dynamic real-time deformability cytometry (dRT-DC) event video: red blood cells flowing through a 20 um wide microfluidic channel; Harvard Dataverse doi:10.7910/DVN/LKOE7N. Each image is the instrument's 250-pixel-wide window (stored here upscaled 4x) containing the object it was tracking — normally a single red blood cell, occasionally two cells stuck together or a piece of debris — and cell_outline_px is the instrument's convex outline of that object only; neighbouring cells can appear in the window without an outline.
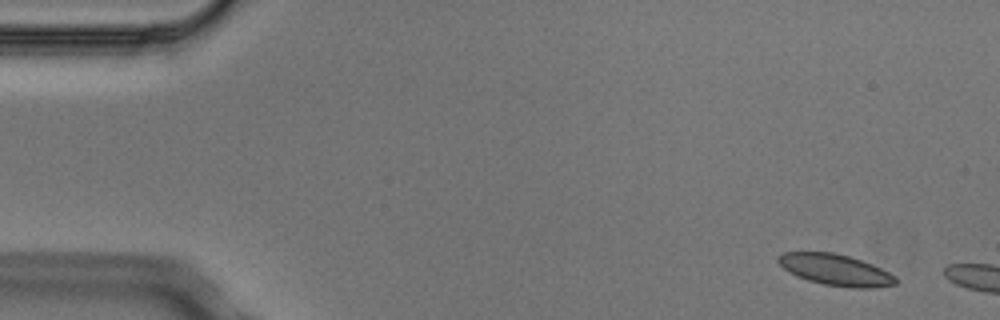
{"species": "Egyptian fruit bat (a non-hibernating species)", "species_latin": "Rousettus aegyptiacus", "temperature_condition": "cold", "stored_images_in_passage": 3, "camera_frame_rate_fps": 3000, "um_per_image_px": 0.085, "animal": {"sex": "male"}, "frame": {"image": 1, "passage_image": 1, "time_ms": 0.0, "image_size_px": [1000, 320], "cell_outline_px": [[900, 280], [896, 284], [872, 288], [852, 288], [824, 284], [808, 280], [796, 276], [788, 272], [776, 260], [776, 256], [784, 252], [832, 252], [848, 256], [872, 264], [896, 276]], "centroid_in_image_um": [71.02, 22.94], "position_along_channel_um": 14.0, "area_um2": 21.44}}